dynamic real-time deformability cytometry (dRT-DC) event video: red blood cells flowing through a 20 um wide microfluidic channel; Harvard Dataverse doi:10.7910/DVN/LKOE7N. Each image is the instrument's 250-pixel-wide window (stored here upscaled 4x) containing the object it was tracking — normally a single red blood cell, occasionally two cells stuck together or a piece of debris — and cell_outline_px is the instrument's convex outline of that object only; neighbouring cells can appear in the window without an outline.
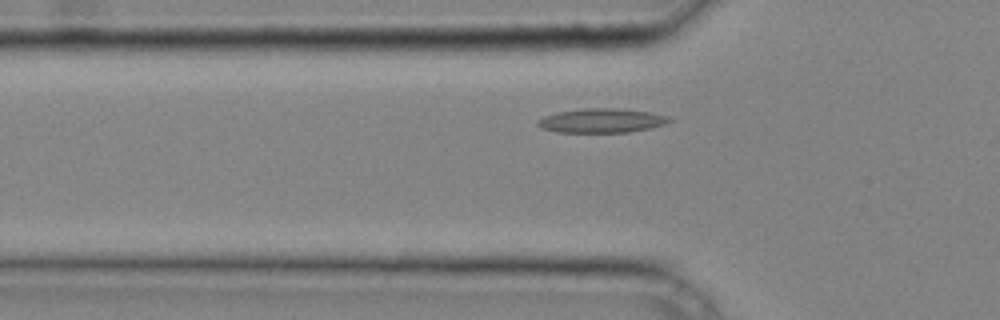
{"species": "common noctule bat (a hibernating species)", "species_latin": "Nyctalus noctula", "temperature_condition": "cold", "stored_images_in_passage": 29, "camera_frame_rate_fps": 3000, "um_per_image_px": 0.085, "animal": {"sex": "male", "body_mass_g": 20.4}, "frame": {"image": 1, "passage_image": 6, "time_ms": 1.667, "image_size_px": [1000, 320], "cell_outline_px": [[672, 120], [664, 124], [648, 128], [628, 132], [556, 132], [540, 128], [536, 124], [536, 120], [544, 116], [556, 112], [580, 108], [616, 108], [648, 112], [668, 116]], "centroid_in_image_um": [51.05, 10.24], "position_along_channel_um": 74.7, "area_um2": 18.55}}
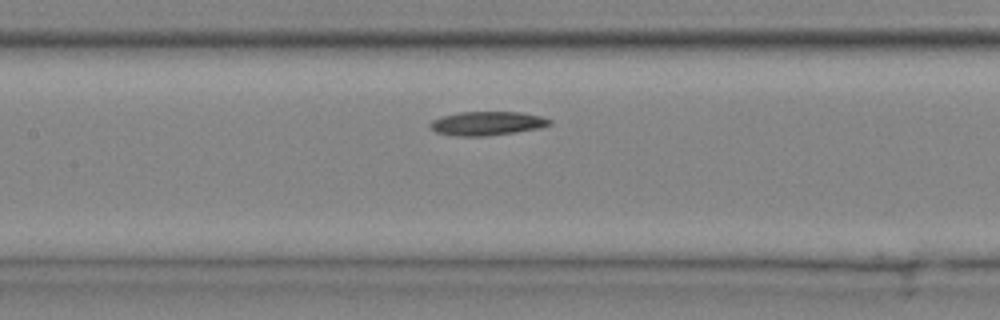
{"frame": {"image": 2, "passage_image": 12, "time_ms": 3.667, "image_size_px": [1000, 320], "cell_outline_px": [[552, 124], [540, 128], [488, 136], [456, 136], [436, 132], [428, 124], [432, 120], [444, 116], [460, 112], [520, 112], [540, 116], [552, 120]], "centroid_in_image_um": [41.42, 10.49], "position_along_channel_um": 166.0, "area_um2": 16.53}}
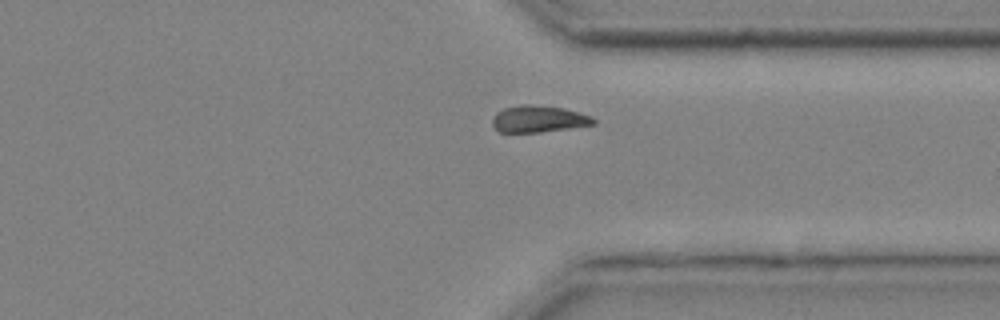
{"frame": {"image": 3, "passage_image": 25, "time_ms": 8.0, "image_size_px": [1000, 320], "cell_outline_px": [[596, 124], [540, 132], [500, 132], [492, 124], [492, 120], [496, 112], [504, 108], [520, 104], [528, 104], [564, 108], [592, 116], [596, 120]], "centroid_in_image_um": [45.78, 10.1], "position_along_channel_um": 365.6, "area_um2": 15.72}}